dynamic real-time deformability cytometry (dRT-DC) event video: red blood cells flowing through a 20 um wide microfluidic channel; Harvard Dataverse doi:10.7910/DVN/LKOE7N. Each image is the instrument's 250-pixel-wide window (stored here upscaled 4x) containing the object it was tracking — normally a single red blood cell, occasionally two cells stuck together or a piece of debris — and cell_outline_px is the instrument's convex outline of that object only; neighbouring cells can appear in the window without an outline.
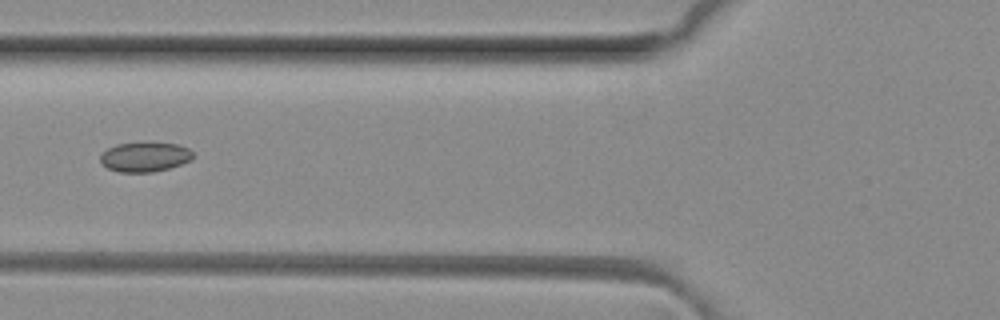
{"species": "common noctule bat (a hibernating species)", "species_latin": "Nyctalus noctula", "temperature_condition": "room temperature", "stored_images_in_passage": 7, "camera_frame_rate_fps": 3000, "um_per_image_px": 0.085, "animal": {"sex": "female", "body_mass_g": 29.2, "forearm_length_mm": 56.3}, "frame": {"image": 1, "passage_image": 6, "time_ms": 1.667, "image_size_px": [1000, 320], "cell_outline_px": [[192, 160], [168, 168], [152, 172], [120, 172], [108, 168], [100, 164], [100, 156], [108, 148], [116, 144], [176, 144], [188, 148], [192, 152]], "centroid_in_image_um": [12.28, 13.36], "position_along_channel_um": 113.5, "area_um2": 15.55}}
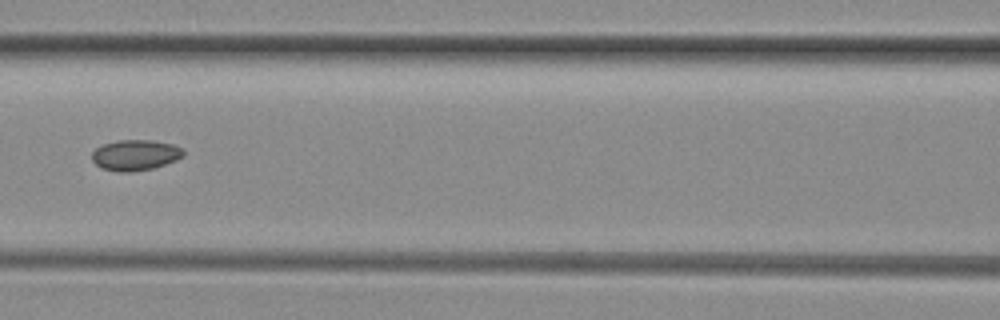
{"frame": {"image": 2, "passage_image": 7, "time_ms": 2.0, "image_size_px": [1000, 320], "cell_outline_px": [[184, 156], [176, 160], [152, 168], [132, 172], [120, 172], [100, 168], [92, 160], [92, 152], [96, 148], [104, 144], [120, 140], [152, 140], [172, 144], [184, 148]], "centroid_in_image_um": [11.51, 13.18], "position_along_channel_um": 155.1, "area_um2": 16.36}}